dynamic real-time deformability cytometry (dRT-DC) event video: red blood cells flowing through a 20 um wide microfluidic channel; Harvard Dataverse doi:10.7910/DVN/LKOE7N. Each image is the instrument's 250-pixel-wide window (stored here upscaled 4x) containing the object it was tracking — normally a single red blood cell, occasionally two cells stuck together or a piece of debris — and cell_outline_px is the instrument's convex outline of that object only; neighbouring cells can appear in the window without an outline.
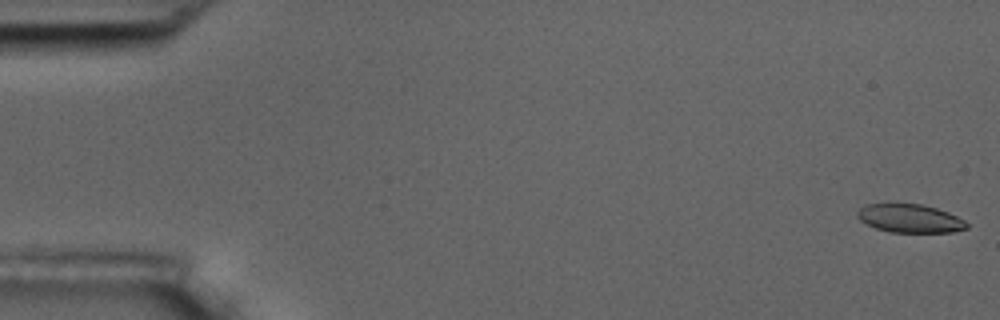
{"species": "common noctule bat (a hibernating species)", "species_latin": "Nyctalus noctula", "temperature_condition": "room temperature", "stored_images_in_passage": 9, "camera_frame_rate_fps": 3000, "um_per_image_px": 0.085, "animal": {"sex": "male", "body_mass_g": 17.5, "forearm_length_mm": 52.3}, "frame": {"image": 1, "passage_image": 1, "time_ms": 0.0, "image_size_px": [1000, 320], "cell_outline_px": [[968, 228], [952, 232], [888, 232], [876, 228], [860, 220], [856, 216], [856, 212], [864, 204], [884, 200], [896, 200], [920, 204], [936, 208], [948, 212], [964, 220], [968, 224]], "centroid_in_image_um": [77.25, 18.5], "position_along_channel_um": 7.8, "area_um2": 19.02}}
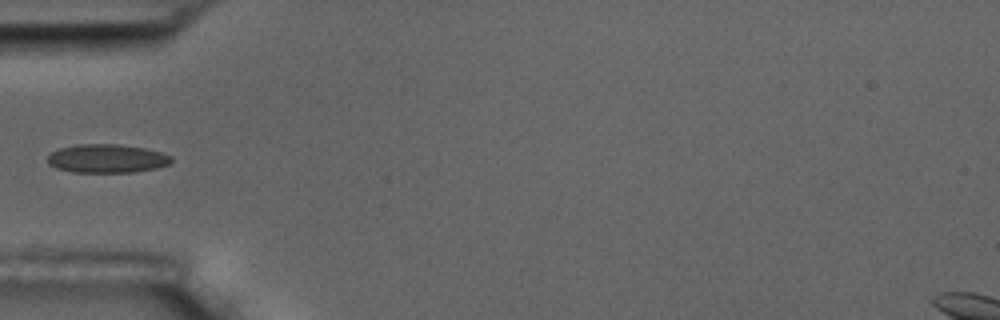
{"frame": {"image": 2, "passage_image": 6, "time_ms": 6.0, "image_size_px": [1000, 320], "cell_outline_px": [[172, 160], [168, 164], [156, 168], [132, 172], [72, 172], [56, 168], [48, 164], [48, 156], [52, 152], [60, 148], [80, 144], [120, 144], [144, 148], [160, 152], [172, 156]], "centroid_in_image_um": [9.08, 13.47], "position_along_channel_um": 75.9, "area_um2": 20.52}}
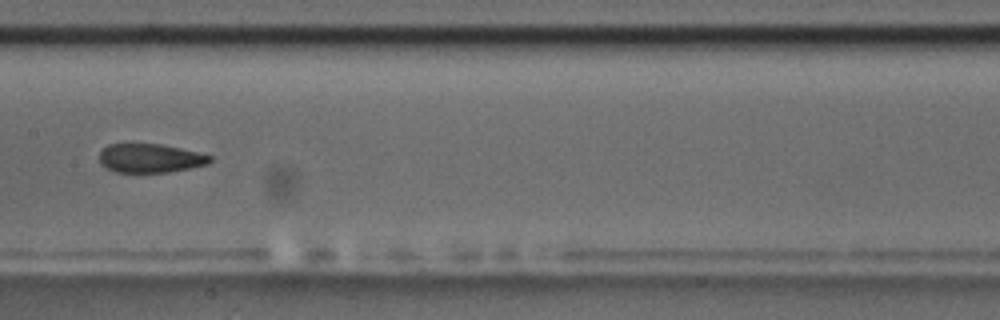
{"frame": {"image": 3, "passage_image": 9, "time_ms": 9.333, "image_size_px": [1000, 320], "cell_outline_px": [[212, 160], [208, 164], [168, 172], [116, 172], [100, 164], [100, 152], [108, 144], [160, 144], [180, 148], [212, 156]], "centroid_in_image_um": [12.76, 13.44], "position_along_channel_um": 194.6, "area_um2": 18.38}}